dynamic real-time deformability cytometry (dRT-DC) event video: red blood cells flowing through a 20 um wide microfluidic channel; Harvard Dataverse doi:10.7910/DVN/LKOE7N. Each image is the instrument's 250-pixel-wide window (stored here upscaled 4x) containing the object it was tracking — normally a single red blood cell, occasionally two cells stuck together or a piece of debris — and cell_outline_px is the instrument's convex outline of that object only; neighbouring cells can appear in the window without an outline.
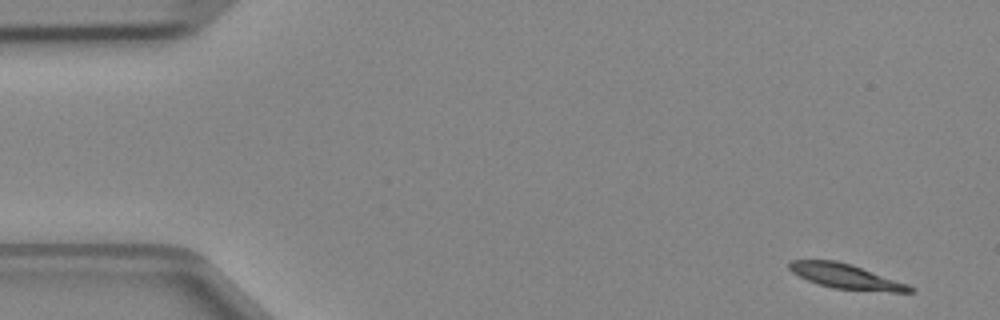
{"species": "Egyptian fruit bat (a non-hibernating species)", "species_latin": "Rousettus aegyptiacus", "temperature_condition": "cold", "stored_images_in_passage": 4, "camera_frame_rate_fps": 3000, "um_per_image_px": 0.085, "animal": {"sex": "female"}, "frame": {"image": 1, "passage_image": 1, "time_ms": 0.0, "image_size_px": [1000, 320], "cell_outline_px": [[916, 292], [892, 292], [832, 288], [808, 280], [792, 272], [788, 268], [788, 264], [792, 260], [836, 260], [852, 264], [908, 284], [916, 288]], "centroid_in_image_um": [71.94, 23.49], "position_along_channel_um": 13.1, "area_um2": 17.4}}
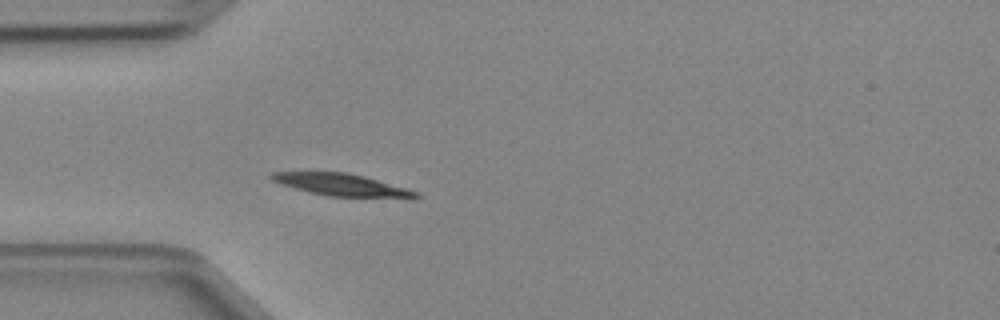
{"frame": {"image": 2, "passage_image": 4, "time_ms": 1.0, "image_size_px": [1000, 320], "cell_outline_px": [[420, 196], [416, 200], [412, 200], [328, 196], [308, 192], [280, 184], [272, 180], [268, 176], [272, 172], [348, 172], [364, 176], [420, 192]], "centroid_in_image_um": [29.18, 15.75], "position_along_channel_um": 55.8, "area_um2": 19.36}}